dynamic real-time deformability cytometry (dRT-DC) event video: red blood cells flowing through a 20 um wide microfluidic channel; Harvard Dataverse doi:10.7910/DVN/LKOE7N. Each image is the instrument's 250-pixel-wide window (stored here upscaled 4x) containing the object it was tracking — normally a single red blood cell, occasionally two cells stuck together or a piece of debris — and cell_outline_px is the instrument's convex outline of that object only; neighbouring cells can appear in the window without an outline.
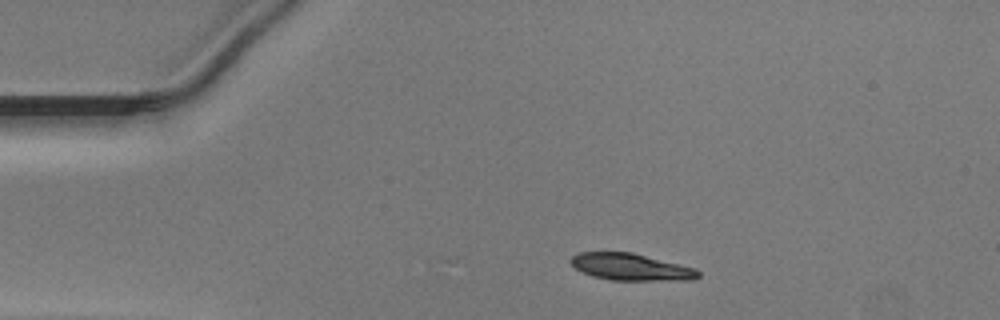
{"species": "Egyptian fruit bat (a non-hibernating species)", "species_latin": "Rousettus aegyptiacus", "temperature_condition": "warm", "stored_images_in_passage": 25, "camera_frame_rate_fps": 3000, "um_per_image_px": 0.085, "animal": {"sex": "male"}, "frame": {"image": 1, "passage_image": 1, "time_ms": 0.0, "image_size_px": [1000, 320], "cell_outline_px": [[700, 276], [692, 280], [612, 280], [592, 276], [576, 268], [568, 260], [572, 256], [580, 252], [632, 252], [696, 268], [700, 272]], "centroid_in_image_um": [53.64, 22.69], "position_along_channel_um": 31.4, "area_um2": 19.94}}
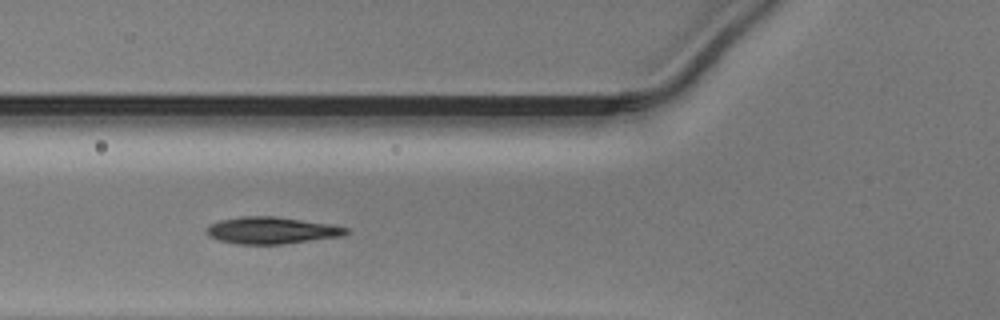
{"frame": {"image": 2, "passage_image": 10, "time_ms": 3.0, "image_size_px": [1000, 320], "cell_outline_px": [[348, 232], [344, 236], [284, 244], [236, 244], [220, 240], [208, 236], [204, 232], [204, 228], [220, 220], [240, 216], [276, 216], [328, 224], [348, 228]], "centroid_in_image_um": [23.05, 19.59], "position_along_channel_um": 102.8, "area_um2": 21.91}}
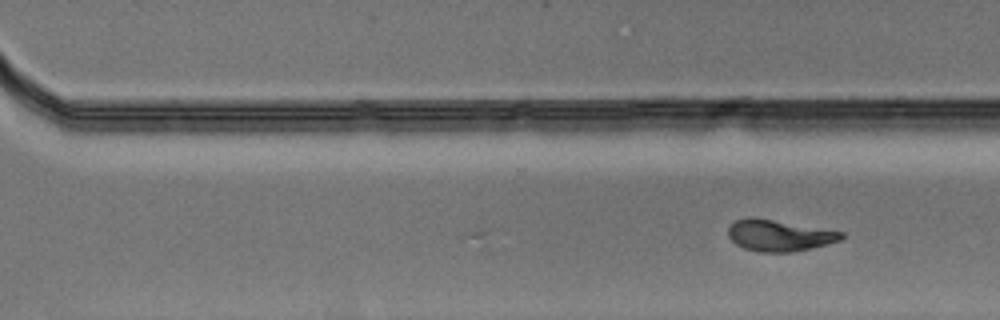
{"frame": {"image": 3, "passage_image": 25, "time_ms": 8.0, "image_size_px": [1000, 320], "cell_outline_px": [[844, 236], [840, 240], [828, 244], [792, 252], [760, 252], [744, 248], [736, 244], [728, 236], [728, 228], [736, 220], [748, 216], [752, 216], [844, 232]], "centroid_in_image_um": [66.21, 20.0], "position_along_channel_um": 304.4, "area_um2": 20.63}}